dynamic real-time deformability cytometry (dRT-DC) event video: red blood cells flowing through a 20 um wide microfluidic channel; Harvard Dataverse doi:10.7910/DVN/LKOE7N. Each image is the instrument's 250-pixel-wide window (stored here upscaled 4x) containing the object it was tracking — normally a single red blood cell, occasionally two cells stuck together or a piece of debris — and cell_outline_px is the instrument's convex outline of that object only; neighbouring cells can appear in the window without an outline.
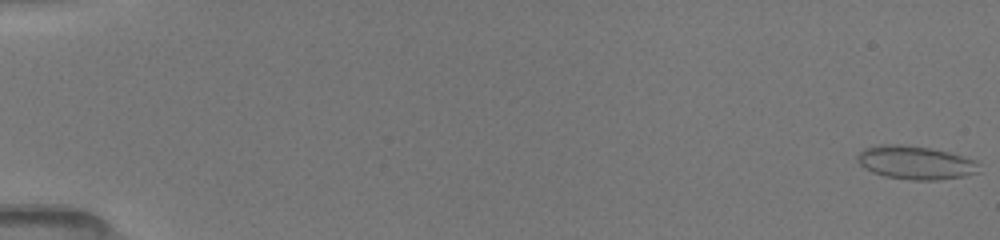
{"species": "common noctule bat (a hibernating species)", "species_latin": "Nyctalus noctula", "temperature_condition": "room temperature", "stored_images_in_passage": 8, "camera_frame_rate_fps": 3000, "um_per_image_px": 0.085, "animal": {"sex": "female", "body_mass_g": 19.5, "forearm_length_mm": 54.1}, "frame": {"image": 1, "passage_image": 1, "time_ms": 0.0, "image_size_px": [1000, 240], "cell_outline_px": [[980, 172], [964, 176], [936, 180], [912, 180], [884, 176], [872, 172], [864, 168], [856, 160], [856, 156], [864, 148], [880, 144], [900, 144], [928, 148], [948, 152], [976, 160]], "centroid_in_image_um": [77.79, 13.82], "position_along_channel_um": 7.2, "area_um2": 23.7}}